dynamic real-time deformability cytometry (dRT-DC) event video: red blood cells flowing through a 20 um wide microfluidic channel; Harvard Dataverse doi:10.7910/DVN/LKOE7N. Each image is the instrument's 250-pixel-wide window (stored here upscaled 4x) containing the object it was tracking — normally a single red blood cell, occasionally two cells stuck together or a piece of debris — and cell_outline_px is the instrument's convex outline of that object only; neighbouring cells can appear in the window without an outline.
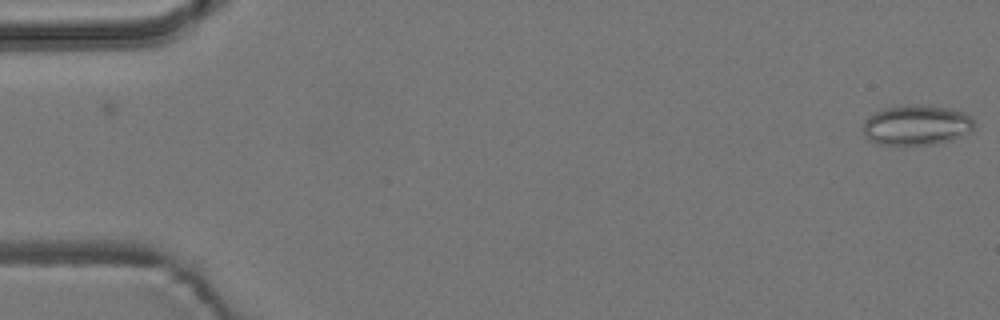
{"species": "common noctule bat (a hibernating species)", "species_latin": "Nyctalus noctula", "temperature_condition": "room temperature", "stored_images_in_passage": 2, "camera_frame_rate_fps": 3000, "um_per_image_px": 0.085, "animal": {"sex": "male", "body_mass_g": 19.2, "forearm_length_mm": 51.8}, "frame": {"image": 1, "passage_image": 2, "time_ms": 1.333, "image_size_px": [1000, 320], "cell_outline_px": [[972, 132], [952, 140], [932, 144], [900, 148], [876, 144], [868, 140], [864, 132], [864, 120], [868, 116], [884, 108], [912, 104], [928, 104], [948, 108], [964, 112], [972, 116]], "centroid_in_image_um": [77.88, 10.67], "position_along_channel_um": 7.1, "area_um2": 26.93}}